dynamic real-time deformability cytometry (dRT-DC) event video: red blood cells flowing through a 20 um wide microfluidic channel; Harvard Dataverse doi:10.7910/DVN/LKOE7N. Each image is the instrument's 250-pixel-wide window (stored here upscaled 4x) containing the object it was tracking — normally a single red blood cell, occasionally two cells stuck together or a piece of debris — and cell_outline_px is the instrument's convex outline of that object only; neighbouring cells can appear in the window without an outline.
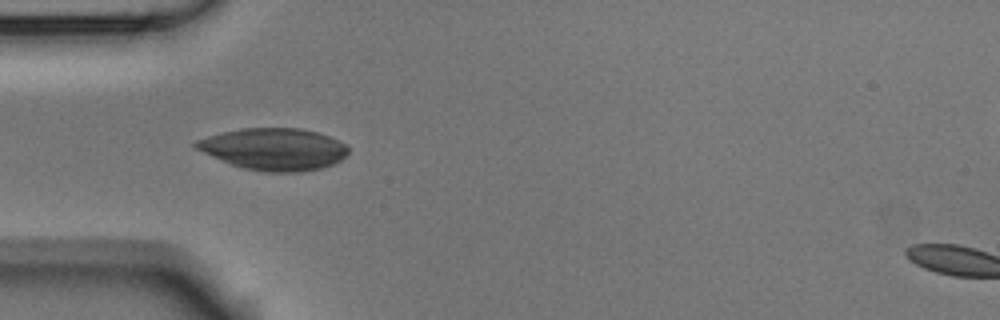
{"species": "Egyptian fruit bat (a non-hibernating species)", "species_latin": "Rousettus aegyptiacus", "temperature_condition": "room temperature", "stored_images_in_passage": 7, "camera_frame_rate_fps": 3000, "um_per_image_px": 0.085, "animal": {"sex": "male"}, "frame": {"image": 1, "passage_image": 4, "time_ms": 1.0, "image_size_px": [1000, 320], "cell_outline_px": [[348, 152], [340, 160], [332, 164], [320, 168], [300, 172], [264, 172], [244, 168], [232, 164], [212, 156], [196, 148], [192, 144], [196, 140], [208, 136], [224, 132], [244, 128], [300, 128], [316, 132], [328, 136], [348, 144]], "centroid_in_image_um": [23.3, 12.67], "position_along_channel_um": 61.7, "area_um2": 36.93}}
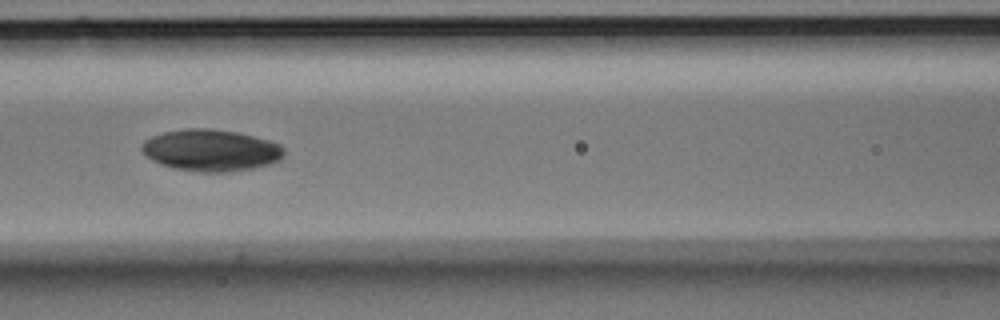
{"frame": {"image": 2, "passage_image": 6, "time_ms": 1.667, "image_size_px": [1000, 320], "cell_outline_px": [[284, 156], [280, 160], [268, 164], [252, 168], [228, 172], [200, 172], [176, 168], [160, 164], [144, 156], [140, 148], [140, 144], [144, 140], [152, 136], [164, 132], [188, 128], [212, 128], [236, 132], [272, 140], [280, 144], [284, 148]], "centroid_in_image_um": [17.92, 12.76], "position_along_channel_um": 148.7, "area_um2": 34.85}}
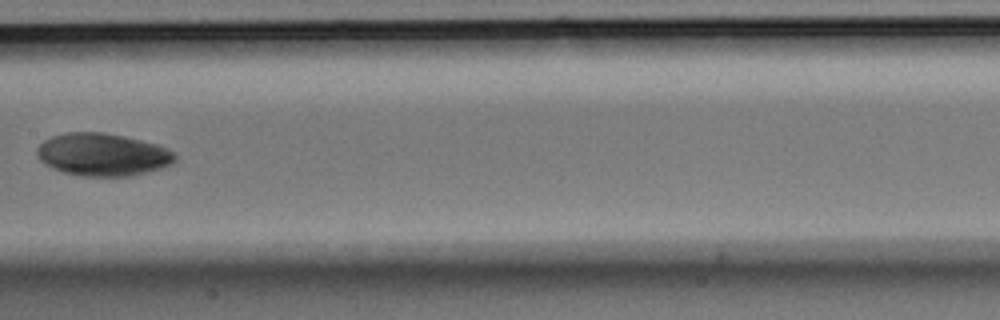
{"frame": {"image": 3, "passage_image": 7, "time_ms": 2.0, "image_size_px": [1000, 320], "cell_outline_px": [[176, 160], [172, 164], [148, 172], [132, 176], [80, 176], [64, 172], [52, 168], [44, 164], [36, 156], [36, 148], [44, 140], [52, 136], [68, 132], [104, 132], [124, 136], [156, 144], [168, 148], [176, 152]], "centroid_in_image_um": [8.73, 13.14], "position_along_channel_um": 198.7, "area_um2": 34.56}}